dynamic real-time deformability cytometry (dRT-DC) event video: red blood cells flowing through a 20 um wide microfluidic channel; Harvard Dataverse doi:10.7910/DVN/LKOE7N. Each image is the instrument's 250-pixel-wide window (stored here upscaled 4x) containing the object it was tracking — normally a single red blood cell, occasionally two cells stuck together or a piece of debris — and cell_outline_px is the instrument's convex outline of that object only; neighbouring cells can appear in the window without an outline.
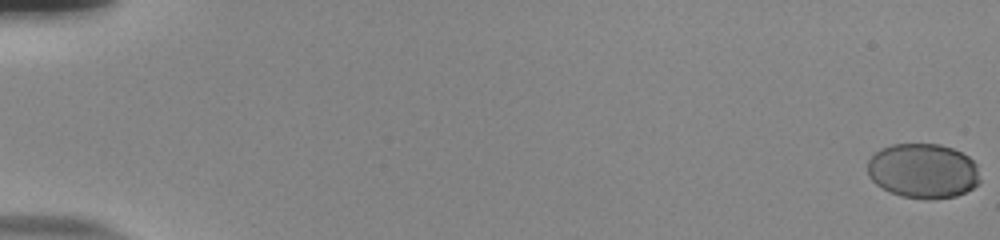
{"species": "human", "species_latin": "Homo sapiens", "temperature_condition": "room temperature", "stored_images_in_passage": 56, "camera_frame_rate_fps": 3000, "um_per_image_px": 0.085, "donor": {"sex": "male"}, "frame": {"image": 1, "passage_image": 1, "time_ms": 0.0, "image_size_px": [1000, 240], "cell_outline_px": [[980, 180], [972, 188], [956, 196], [928, 200], [900, 196], [876, 184], [868, 176], [868, 160], [880, 148], [892, 144], [940, 144], [952, 148], [968, 156], [976, 164]], "centroid_in_image_um": [78.45, 14.52], "position_along_channel_um": 6.6, "area_um2": 35.89}}
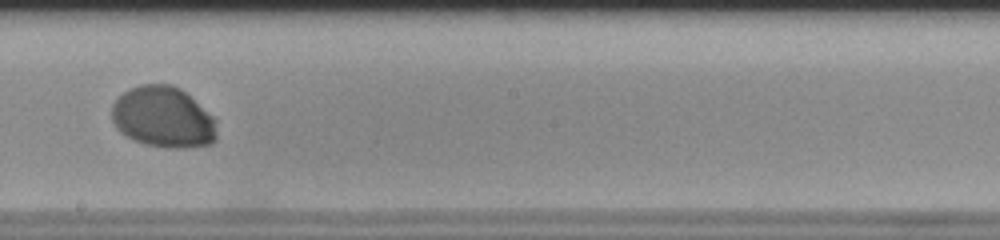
{"frame": {"image": 2, "passage_image": 34, "time_ms": 11.0, "image_size_px": [1000, 240], "cell_outline_px": [[216, 140], [212, 144], [184, 148], [168, 148], [144, 144], [120, 132], [116, 128], [112, 120], [112, 104], [128, 88], [140, 84], [172, 84], [180, 88], [212, 116], [216, 120]], "centroid_in_image_um": [13.86, 9.97], "position_along_channel_um": 234.3, "area_um2": 37.4}}
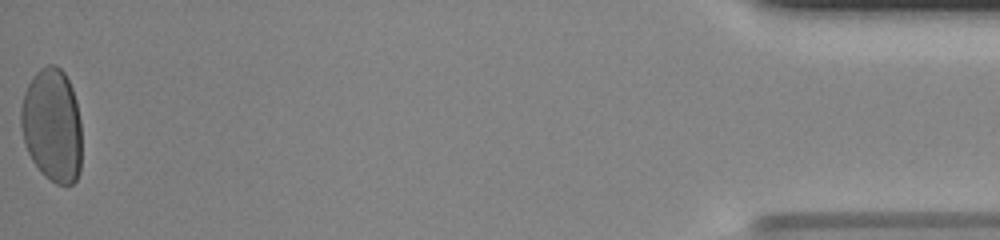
{"frame": {"image": 3, "passage_image": 56, "time_ms": 18.333, "image_size_px": [1000, 240], "cell_outline_px": [[80, 172], [76, 180], [72, 184], [56, 184], [44, 176], [40, 172], [32, 160], [24, 144], [20, 124], [20, 108], [24, 92], [32, 76], [40, 68], [48, 64], [56, 64], [64, 72], [72, 88], [76, 100], [80, 120]], "centroid_in_image_um": [4.41, 10.64], "position_along_channel_um": 430.8, "area_um2": 40.63}, "authors_computed_cell_mechanics": {"area_um2": 38.0613, "velocity_mm_per_s": 3.8347, "shape_relaxation_time_tau1_ms": 2.3957, "shape_relaxation_time_tau2_ms": null, "deformation_change_tau1": 0.0945, "deformation_change_tau2": null}}